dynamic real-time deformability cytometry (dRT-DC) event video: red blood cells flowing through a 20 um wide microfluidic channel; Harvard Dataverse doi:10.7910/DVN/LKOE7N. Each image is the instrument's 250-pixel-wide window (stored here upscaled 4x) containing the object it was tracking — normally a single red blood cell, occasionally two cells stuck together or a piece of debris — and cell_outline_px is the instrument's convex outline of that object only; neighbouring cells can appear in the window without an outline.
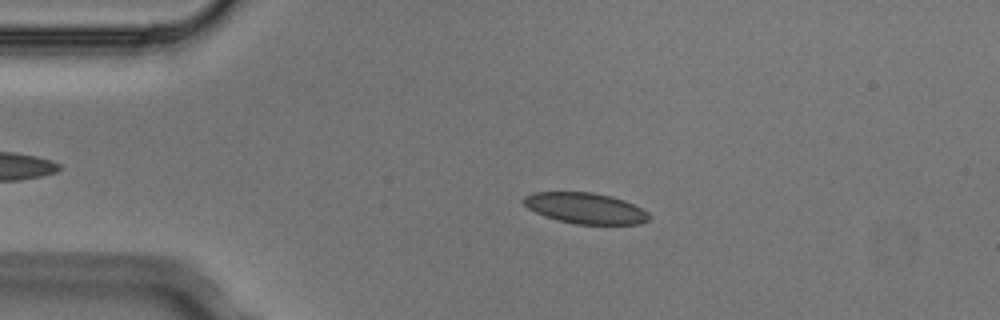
{"species": "Egyptian fruit bat (a non-hibernating species)", "species_latin": "Rousettus aegyptiacus", "temperature_condition": "cold", "stored_images_in_passage": 3, "camera_frame_rate_fps": 3000, "um_per_image_px": 0.085, "animal": {"sex": "male"}, "frame": {"image": 1, "passage_image": 2, "time_ms": 0.333, "image_size_px": [1000, 320], "cell_outline_px": [[652, 216], [648, 220], [640, 224], [576, 224], [544, 216], [528, 208], [520, 200], [524, 196], [532, 192], [592, 192], [612, 196], [624, 200], [648, 212]], "centroid_in_image_um": [49.74, 17.69], "position_along_channel_um": 35.3, "area_um2": 22.6}}